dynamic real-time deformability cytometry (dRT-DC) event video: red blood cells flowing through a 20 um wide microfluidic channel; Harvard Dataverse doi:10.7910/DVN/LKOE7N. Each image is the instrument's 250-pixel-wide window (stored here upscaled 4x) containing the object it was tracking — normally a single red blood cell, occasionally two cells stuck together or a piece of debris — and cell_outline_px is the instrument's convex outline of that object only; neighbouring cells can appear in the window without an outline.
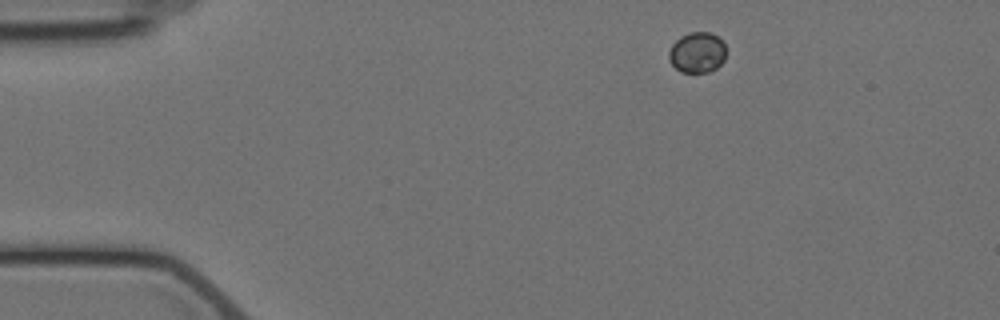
{"species": "Egyptian fruit bat (a non-hibernating species)", "species_latin": "Rousettus aegyptiacus", "temperature_condition": "cold", "stored_images_in_passage": 8, "camera_frame_rate_fps": 3000, "um_per_image_px": 0.085, "animal": {"sex": "female"}, "frame": {"image": 1, "passage_image": 1, "time_ms": 0.0, "image_size_px": [1000, 320], "cell_outline_px": [[724, 60], [716, 68], [708, 72], [680, 72], [668, 60], [668, 52], [672, 44], [680, 36], [688, 32], [708, 32], [716, 36], [724, 44]], "centroid_in_image_um": [59.22, 4.46], "position_along_channel_um": 25.8, "area_um2": 13.47}}
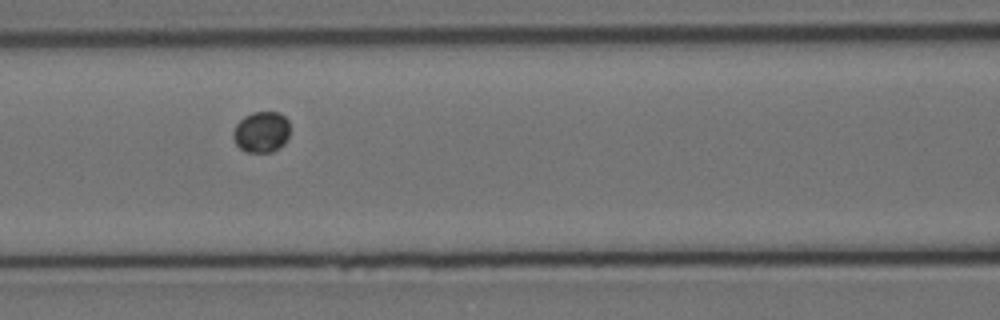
{"frame": {"image": 2, "passage_image": 5, "time_ms": 5.333, "image_size_px": [1000, 320], "cell_outline_px": [[288, 136], [284, 144], [280, 148], [272, 152], [244, 152], [236, 144], [232, 136], [232, 132], [236, 124], [244, 116], [252, 112], [280, 112], [288, 120]], "centroid_in_image_um": [22.2, 11.22], "position_along_channel_um": 144.4, "area_um2": 13.7}}
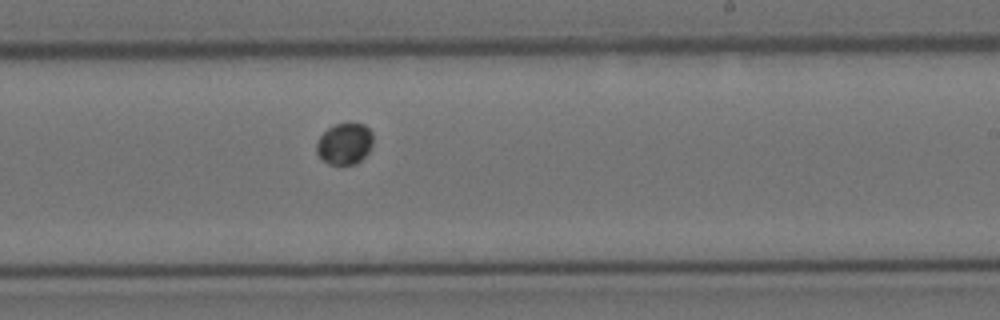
{"frame": {"image": 3, "passage_image": 8, "time_ms": 8.667, "image_size_px": [1000, 320], "cell_outline_px": [[372, 144], [368, 152], [356, 164], [328, 164], [316, 152], [316, 140], [328, 128], [336, 124], [364, 124], [372, 132]], "centroid_in_image_um": [29.28, 12.22], "position_along_channel_um": 259.7, "area_um2": 13.47}}